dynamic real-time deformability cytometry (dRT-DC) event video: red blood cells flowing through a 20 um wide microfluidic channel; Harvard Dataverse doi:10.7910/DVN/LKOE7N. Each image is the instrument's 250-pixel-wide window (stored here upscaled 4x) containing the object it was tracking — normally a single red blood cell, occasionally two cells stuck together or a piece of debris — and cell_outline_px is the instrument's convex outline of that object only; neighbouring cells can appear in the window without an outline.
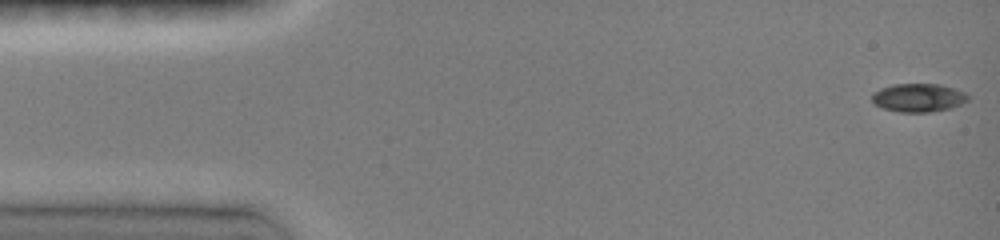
{"species": "common noctule bat (a hibernating species)", "species_latin": "Nyctalus noctula", "temperature_condition": "room temperature", "stored_images_in_passage": 46, "camera_frame_rate_fps": 3000, "um_per_image_px": 0.085, "animal": {"sex": "female", "body_mass_g": 19.0, "forearm_length_mm": 51.5}, "frame": {"image": 1, "passage_image": 1, "time_ms": 0.0, "image_size_px": [1000, 240], "cell_outline_px": [[968, 100], [952, 108], [928, 112], [900, 112], [884, 108], [876, 104], [872, 100], [872, 92], [880, 88], [892, 84], [940, 84], [964, 92], [968, 96]], "centroid_in_image_um": [78.05, 8.3], "position_along_channel_um": 7.0, "area_um2": 15.78}}
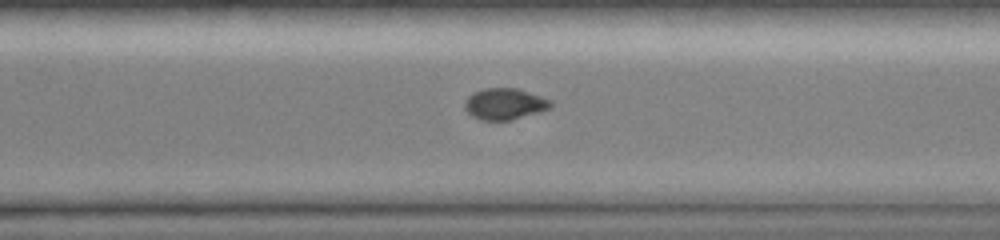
{"frame": {"image": 2, "passage_image": 33, "time_ms": 10.667, "image_size_px": [1000, 240], "cell_outline_px": [[552, 104], [548, 108], [512, 120], [484, 120], [472, 116], [464, 108], [464, 100], [472, 92], [484, 88], [516, 88], [552, 100]], "centroid_in_image_um": [42.84, 8.82], "position_along_channel_um": 327.8, "area_um2": 15.55}}
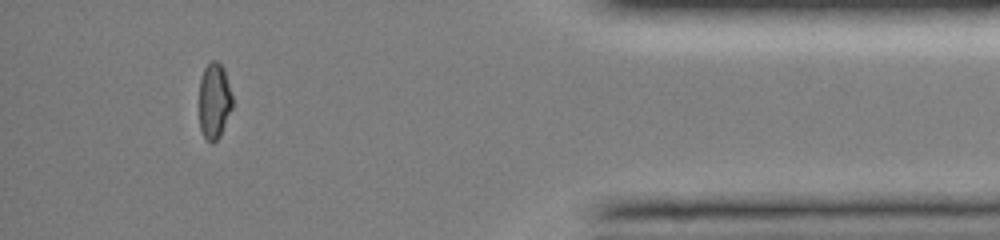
{"frame": {"image": 3, "passage_image": 42, "time_ms": 13.667, "image_size_px": [1000, 240], "cell_outline_px": [[232, 108], [220, 136], [212, 144], [204, 136], [200, 128], [200, 80], [204, 68], [212, 60], [216, 60], [224, 68], [232, 96]], "centroid_in_image_um": [18.22, 8.57], "position_along_channel_um": 417.0, "area_um2": 14.57}, "authors_computed_cell_mechanics": {"area_um2": 15.895, "velocity_mm_per_s": 4.1434, "shape_relaxation_time_tau1_ms": 3.3633, "shape_relaxation_time_tau2_ms": 7.9586, "deformation_change_tau1": 0.1294, "deformation_change_tau2": 0.0595}}